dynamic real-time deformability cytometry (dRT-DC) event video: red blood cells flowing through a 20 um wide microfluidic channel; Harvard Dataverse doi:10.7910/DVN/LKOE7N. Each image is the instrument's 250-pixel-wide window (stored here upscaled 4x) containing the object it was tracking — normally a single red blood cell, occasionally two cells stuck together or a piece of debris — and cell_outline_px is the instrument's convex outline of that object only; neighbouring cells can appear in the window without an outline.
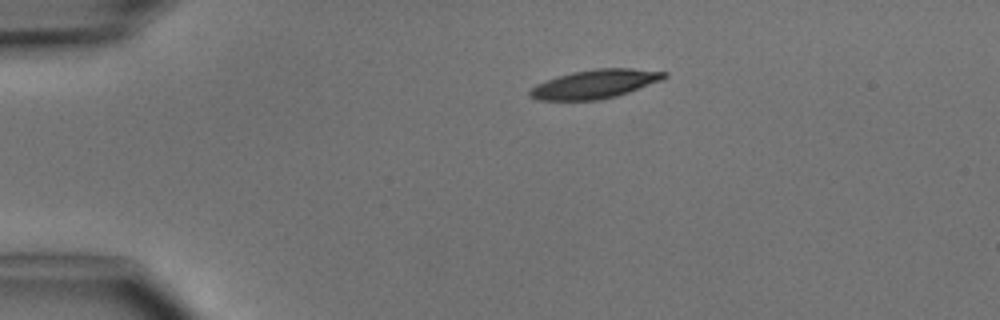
{"species": "common noctule bat (a hibernating species)", "species_latin": "Nyctalus noctula", "temperature_condition": "cold", "stored_images_in_passage": 2, "camera_frame_rate_fps": 3000, "um_per_image_px": 0.085, "animal": {"sex": "male", "body_mass_g": 15.6}, "frame": {"image": 1, "passage_image": 1, "time_ms": 0.0, "image_size_px": [1000, 320], "cell_outline_px": [[668, 76], [660, 80], [628, 92], [616, 96], [600, 100], [536, 100], [528, 96], [528, 92], [536, 84], [572, 72], [596, 68], [632, 68], [668, 72]], "centroid_in_image_um": [50.56, 7.14], "position_along_channel_um": 34.4, "area_um2": 22.37}}